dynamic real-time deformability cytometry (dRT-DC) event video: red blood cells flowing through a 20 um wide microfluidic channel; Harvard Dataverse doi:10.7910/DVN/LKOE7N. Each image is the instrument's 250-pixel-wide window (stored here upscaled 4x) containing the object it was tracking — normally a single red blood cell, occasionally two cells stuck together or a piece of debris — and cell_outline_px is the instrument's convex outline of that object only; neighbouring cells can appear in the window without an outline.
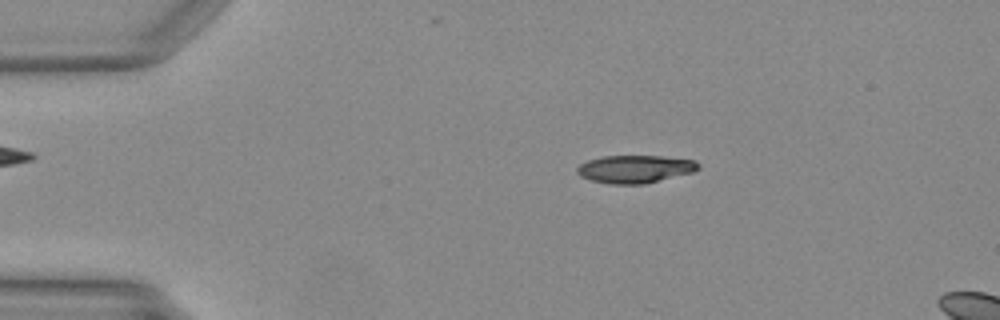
{"species": "Egyptian fruit bat (a non-hibernating species)", "species_latin": "Rousettus aegyptiacus", "temperature_condition": "warm", "stored_images_in_passage": 15, "camera_frame_rate_fps": 3000, "um_per_image_px": 0.085, "animal": {"sex": "female"}, "frame": {"image": 1, "passage_image": 9, "time_ms": 2.667, "image_size_px": [1000, 320], "cell_outline_px": [[700, 168], [692, 172], [644, 184], [612, 184], [592, 180], [580, 176], [576, 172], [576, 168], [580, 164], [588, 160], [604, 156], [660, 156], [696, 160], [700, 164]], "centroid_in_image_um": [53.98, 14.36], "position_along_channel_um": 31.0, "area_um2": 19.54}}